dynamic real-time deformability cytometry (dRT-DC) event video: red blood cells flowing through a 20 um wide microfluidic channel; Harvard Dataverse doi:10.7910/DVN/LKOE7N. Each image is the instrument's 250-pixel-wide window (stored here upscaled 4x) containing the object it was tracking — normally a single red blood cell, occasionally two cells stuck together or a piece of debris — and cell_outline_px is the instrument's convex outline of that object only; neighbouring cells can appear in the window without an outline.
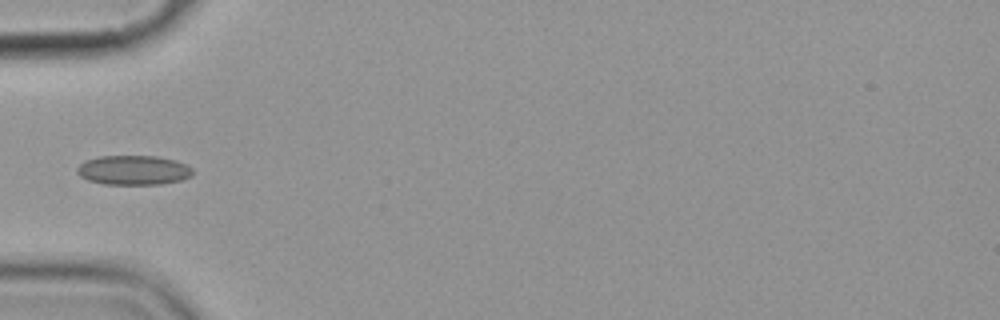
{"species": "common noctule bat (a hibernating species)", "species_latin": "Nyctalus noctula", "temperature_condition": "cold", "stored_images_in_passage": 5, "camera_frame_rate_fps": 3000, "um_per_image_px": 0.085, "animal": {"sex": "female", "body_mass_g": 19.9}, "frame": {"image": 1, "passage_image": 5, "time_ms": 4.667, "image_size_px": [1000, 320], "cell_outline_px": [[192, 176], [180, 180], [160, 184], [104, 184], [88, 180], [80, 176], [76, 172], [76, 168], [80, 164], [88, 160], [100, 156], [156, 156], [176, 160], [192, 168]], "centroid_in_image_um": [11.34, 14.46], "position_along_channel_um": 73.7, "area_um2": 19.77}}